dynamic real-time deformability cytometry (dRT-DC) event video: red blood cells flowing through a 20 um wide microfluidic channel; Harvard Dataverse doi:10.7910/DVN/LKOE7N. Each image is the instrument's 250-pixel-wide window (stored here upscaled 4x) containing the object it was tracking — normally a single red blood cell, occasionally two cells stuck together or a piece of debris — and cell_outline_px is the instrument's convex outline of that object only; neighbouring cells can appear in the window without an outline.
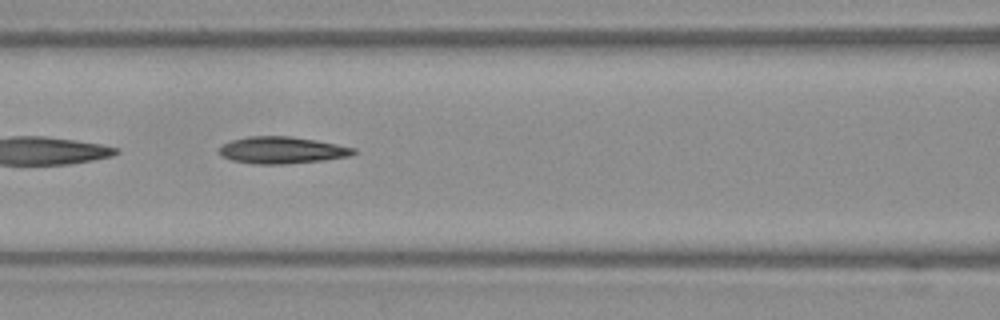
{"species": "Egyptian fruit bat (a non-hibernating species)", "species_latin": "Rousettus aegyptiacus", "temperature_condition": "warm", "stored_images_in_passage": 52, "camera_frame_rate_fps": 3000, "um_per_image_px": 0.085, "frame": {"image": 1, "passage_image": 23, "time_ms": 7.333, "image_size_px": [1000, 320], "cell_outline_px": [[356, 152], [352, 156], [324, 160], [288, 164], [252, 164], [232, 160], [220, 156], [220, 148], [224, 144], [232, 140], [248, 136], [292, 136], [316, 140], [356, 148]], "centroid_in_image_um": [23.99, 12.77], "position_along_channel_um": 142.6, "area_um2": 21.15}}
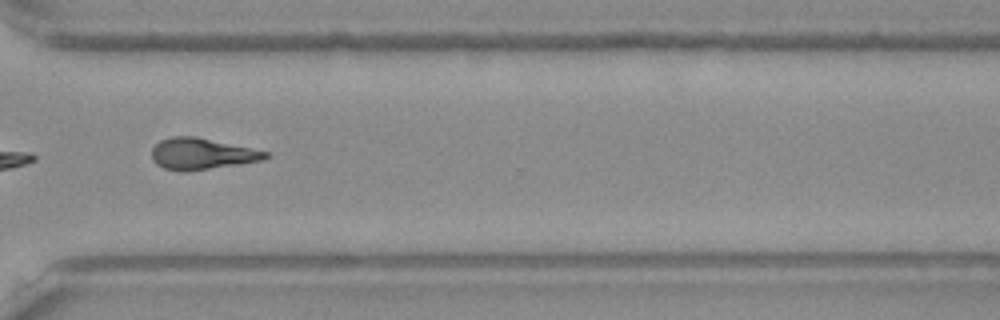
{"frame": {"image": 2, "passage_image": 39, "time_ms": 12.667, "image_size_px": [1000, 320], "cell_outline_px": [[268, 156], [260, 160], [240, 164], [188, 172], [180, 172], [164, 168], [156, 164], [152, 160], [152, 148], [160, 140], [172, 136], [196, 136], [268, 152]], "centroid_in_image_um": [17.08, 13.08], "position_along_channel_um": 353.5, "area_um2": 20.75}}
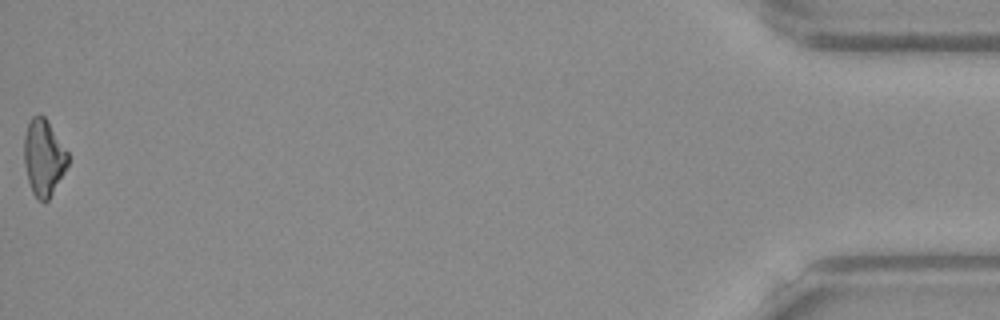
{"frame": {"image": 3, "passage_image": 52, "time_ms": 17.0, "image_size_px": [1000, 320], "cell_outline_px": [[68, 164], [64, 172], [48, 200], [44, 204], [32, 192], [28, 180], [24, 164], [24, 136], [28, 124], [32, 116], [40, 112], [44, 116], [68, 152]], "centroid_in_image_um": [3.7, 13.37], "position_along_channel_um": 431.5, "area_um2": 19.36}, "authors_computed_cell_mechanics": {"area_um2": 21.0681, "velocity_mm_per_s": 3.958, "shape_relaxation_time_tau1_ms": 11.1891, "shape_relaxation_time_tau2_ms": 3.2723, "deformation_change_tau1": 0.2798, "deformation_change_tau2": 0.1195}}